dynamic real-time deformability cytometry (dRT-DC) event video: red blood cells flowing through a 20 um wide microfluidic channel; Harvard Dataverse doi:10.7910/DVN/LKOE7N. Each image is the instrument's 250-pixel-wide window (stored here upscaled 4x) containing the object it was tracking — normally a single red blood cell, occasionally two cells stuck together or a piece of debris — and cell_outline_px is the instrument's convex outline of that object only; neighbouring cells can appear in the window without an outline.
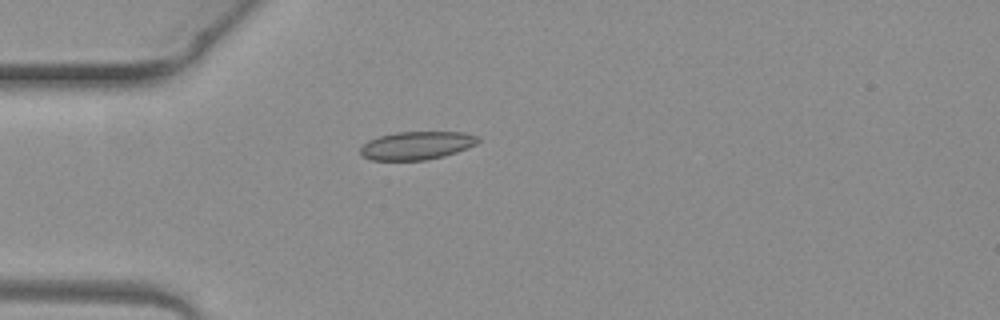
{"species": "common noctule bat (a hibernating species)", "species_latin": "Nyctalus noctula", "temperature_condition": "warm", "stored_images_in_passage": 1, "camera_frame_rate_fps": 3000, "um_per_image_px": 0.085, "animal": {"sex": "female", "body_mass_g": 19.3, "forearm_length_mm": 54.1}, "frame": {"image": 1, "passage_image": 1, "time_ms": 0.0, "image_size_px": [1000, 320], "cell_outline_px": [[480, 140], [476, 144], [456, 152], [444, 156], [424, 160], [372, 160], [360, 156], [360, 148], [368, 140], [380, 136], [396, 132], [464, 132], [476, 136]], "centroid_in_image_um": [35.39, 12.37], "position_along_channel_um": 49.6, "area_um2": 19.25}}